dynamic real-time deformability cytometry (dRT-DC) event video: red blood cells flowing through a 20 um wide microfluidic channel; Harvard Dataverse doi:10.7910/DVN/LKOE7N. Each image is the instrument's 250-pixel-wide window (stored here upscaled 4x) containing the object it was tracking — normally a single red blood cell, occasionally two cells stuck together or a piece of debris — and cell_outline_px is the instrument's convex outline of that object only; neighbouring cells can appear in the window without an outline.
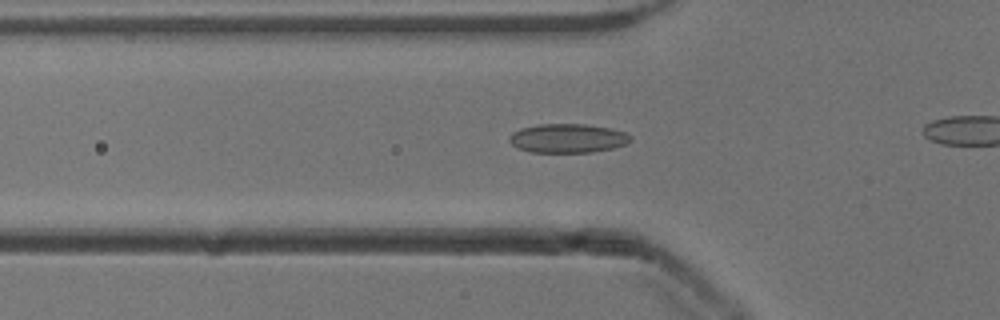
{"species": "common noctule bat (a hibernating species)", "species_latin": "Nyctalus noctula", "temperature_condition": "cold", "stored_images_in_passage": 40, "camera_frame_rate_fps": 3000, "um_per_image_px": 0.085, "animal": {"sex": "male", "body_mass_g": 13.3}, "frame": {"image": 1, "passage_image": 16, "time_ms": 5.0, "image_size_px": [1000, 320], "cell_outline_px": [[632, 140], [624, 144], [612, 148], [592, 152], [532, 152], [520, 148], [512, 144], [508, 140], [508, 136], [512, 132], [520, 128], [540, 124], [584, 124], [608, 128], [624, 132], [632, 136]], "centroid_in_image_um": [48.23, 11.75], "position_along_channel_um": 77.6, "area_um2": 20.35}}
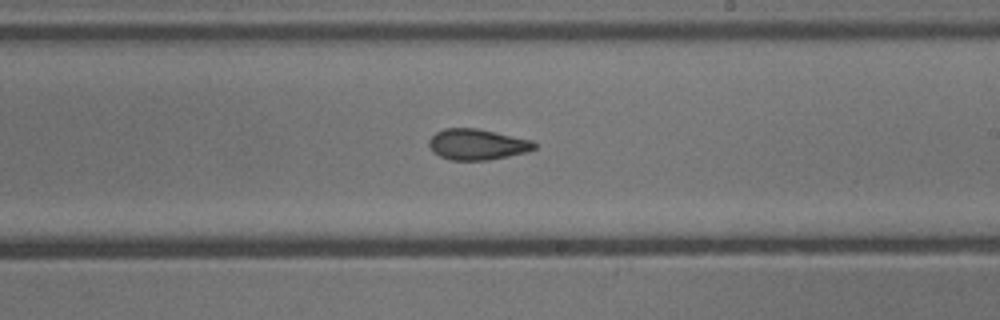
{"frame": {"image": 2, "passage_image": 29, "time_ms": 9.333, "image_size_px": [1000, 320], "cell_outline_px": [[536, 148], [528, 152], [488, 160], [448, 160], [432, 152], [428, 144], [428, 140], [436, 132], [444, 128], [476, 128], [532, 140], [536, 144]], "centroid_in_image_um": [40.54, 12.28], "position_along_channel_um": 248.5, "area_um2": 19.02}}
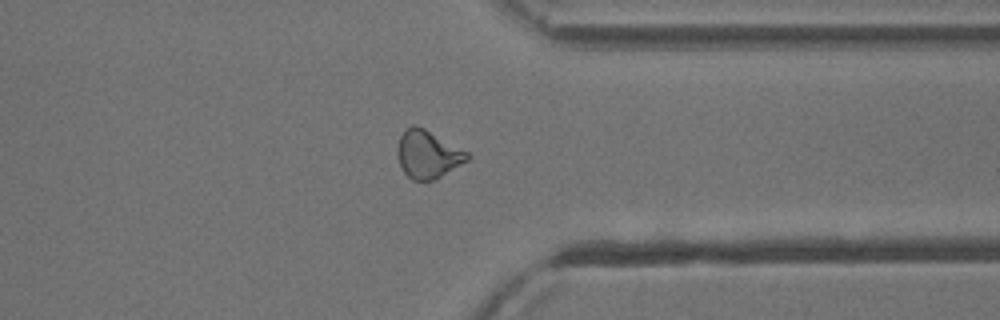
{"frame": {"image": 3, "passage_image": 39, "time_ms": 12.667, "image_size_px": [1000, 320], "cell_outline_px": [[472, 156], [468, 160], [436, 180], [412, 180], [404, 172], [400, 164], [396, 152], [400, 136], [404, 128], [412, 124], [416, 124], [424, 128], [468, 152]], "centroid_in_image_um": [36.35, 13.11], "position_along_channel_um": 375.0, "area_um2": 19.59}}